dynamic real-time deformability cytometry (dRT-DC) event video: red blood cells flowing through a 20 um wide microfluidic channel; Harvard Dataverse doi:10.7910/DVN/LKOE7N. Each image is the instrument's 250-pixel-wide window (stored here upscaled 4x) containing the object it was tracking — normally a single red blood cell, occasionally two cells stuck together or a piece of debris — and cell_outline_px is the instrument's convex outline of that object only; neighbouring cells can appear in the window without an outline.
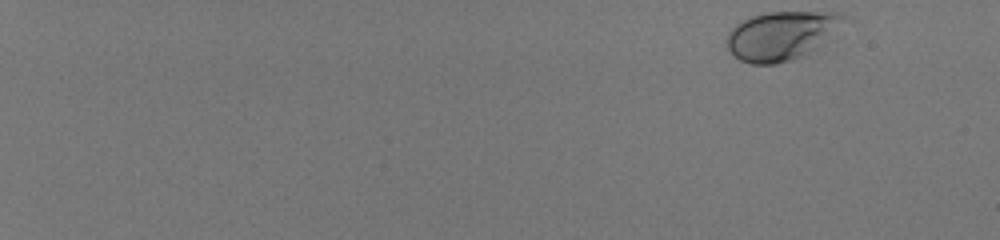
{"species": "human", "species_latin": "Homo sapiens", "temperature_condition": "room temperature", "stored_images_in_passage": 52, "camera_frame_rate_fps": 3000, "um_per_image_px": 0.085, "donor": {"sex": "male"}, "frame": {"image": 1, "passage_image": 1, "time_ms": 0.0, "image_size_px": [1000, 240], "cell_outline_px": [[856, 20], [836, 40], [808, 56], [776, 64], [752, 64], [740, 60], [728, 48], [724, 40], [728, 32], [740, 20], [764, 12], [840, 12], [852, 16]], "centroid_in_image_um": [66.72, 3.01], "position_along_channel_um": 18.3, "area_um2": 35.95}}
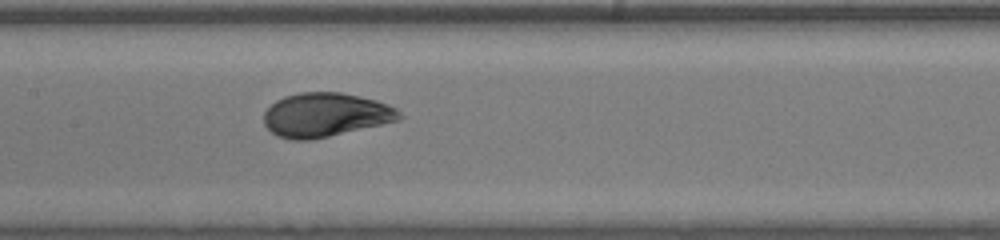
{"frame": {"image": 2, "passage_image": 30, "time_ms": 9.667, "image_size_px": [1000, 240], "cell_outline_px": [[404, 116], [400, 120], [312, 140], [292, 140], [276, 136], [264, 124], [264, 112], [276, 100], [284, 96], [300, 92], [340, 92], [376, 100], [388, 104], [396, 108]], "centroid_in_image_um": [27.67, 9.77], "position_along_channel_um": 179.7, "area_um2": 34.8}}
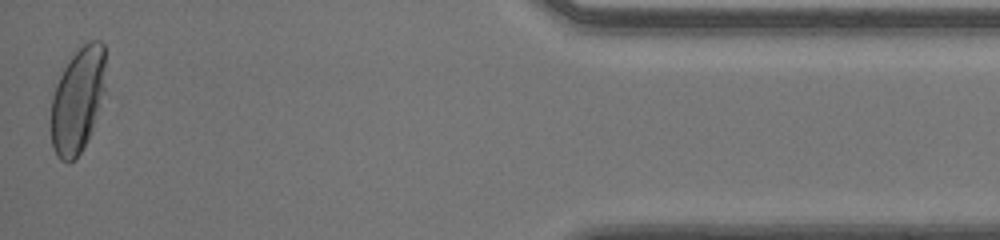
{"frame": {"image": 3, "passage_image": 52, "time_ms": 17.0, "image_size_px": [1000, 240], "cell_outline_px": [[104, 88], [92, 128], [88, 140], [80, 152], [68, 164], [60, 160], [56, 156], [52, 148], [48, 124], [52, 96], [56, 84], [68, 60], [88, 40], [100, 40], [104, 44]], "centroid_in_image_um": [6.53, 8.56], "position_along_channel_um": 428.7, "area_um2": 33.7}, "authors_computed_cell_mechanics": {"area_um2": 33.9575, "velocity_mm_per_s": 4.0623, "shape_relaxation_time_tau1_ms": 3.1763, "shape_relaxation_time_tau2_ms": null, "deformation_change_tau1": 0.1555, "deformation_change_tau2": null}}